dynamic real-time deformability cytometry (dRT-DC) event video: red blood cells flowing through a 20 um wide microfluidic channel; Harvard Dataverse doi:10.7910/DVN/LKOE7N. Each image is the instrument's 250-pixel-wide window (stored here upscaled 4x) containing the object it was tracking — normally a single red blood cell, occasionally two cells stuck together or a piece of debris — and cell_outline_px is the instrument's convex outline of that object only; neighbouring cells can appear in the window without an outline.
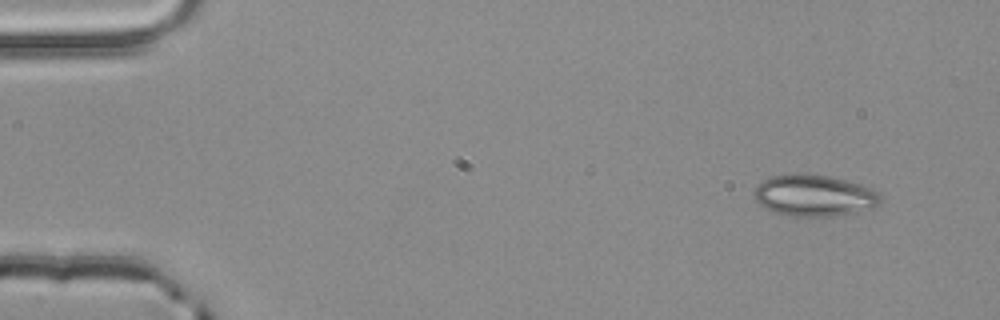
{"species": "common noctule bat (a hibernating species)", "species_latin": "Nyctalus noctula", "temperature_condition": "room temperature", "stored_images_in_passage": 4, "camera_frame_rate_fps": 3000, "um_per_image_px": 0.085, "animal": {"sex": "male", "body_mass_g": 20.4}, "frame": {"image": 1, "passage_image": 1, "time_ms": 0.0, "image_size_px": [1000, 320], "cell_outline_px": [[880, 204], [856, 212], [832, 216], [792, 216], [776, 212], [760, 204], [756, 200], [752, 192], [764, 180], [772, 176], [828, 176], [860, 184], [876, 192], [880, 196]], "centroid_in_image_um": [69.21, 16.65], "position_along_channel_um": 15.8, "area_um2": 29.3}}